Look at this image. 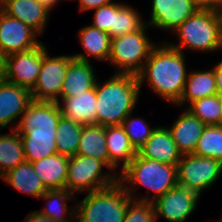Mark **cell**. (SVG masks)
Instances as JSON below:
<instances>
[{
	"mask_svg": "<svg viewBox=\"0 0 222 222\" xmlns=\"http://www.w3.org/2000/svg\"><path fill=\"white\" fill-rule=\"evenodd\" d=\"M184 54L185 52L170 47L165 41L157 43L137 75L140 87L147 82L149 89L159 98L176 105L183 95L188 75Z\"/></svg>",
	"mask_w": 222,
	"mask_h": 222,
	"instance_id": "obj_1",
	"label": "cell"
},
{
	"mask_svg": "<svg viewBox=\"0 0 222 222\" xmlns=\"http://www.w3.org/2000/svg\"><path fill=\"white\" fill-rule=\"evenodd\" d=\"M108 80L96 83V124L119 126L132 113L140 98L137 75L113 73Z\"/></svg>",
	"mask_w": 222,
	"mask_h": 222,
	"instance_id": "obj_2",
	"label": "cell"
},
{
	"mask_svg": "<svg viewBox=\"0 0 222 222\" xmlns=\"http://www.w3.org/2000/svg\"><path fill=\"white\" fill-rule=\"evenodd\" d=\"M119 173L118 181L135 201L152 203L178 185L176 165L163 164L156 160L140 157L138 154ZM137 186L146 187L149 190L146 191L147 195H136V190L139 189ZM151 191L154 196H150Z\"/></svg>",
	"mask_w": 222,
	"mask_h": 222,
	"instance_id": "obj_3",
	"label": "cell"
},
{
	"mask_svg": "<svg viewBox=\"0 0 222 222\" xmlns=\"http://www.w3.org/2000/svg\"><path fill=\"white\" fill-rule=\"evenodd\" d=\"M172 33H176L179 43L165 41L170 47L185 52L222 51L220 16L217 11L197 10Z\"/></svg>",
	"mask_w": 222,
	"mask_h": 222,
	"instance_id": "obj_4",
	"label": "cell"
},
{
	"mask_svg": "<svg viewBox=\"0 0 222 222\" xmlns=\"http://www.w3.org/2000/svg\"><path fill=\"white\" fill-rule=\"evenodd\" d=\"M133 199L119 181L89 192L76 202L75 222H123L128 204Z\"/></svg>",
	"mask_w": 222,
	"mask_h": 222,
	"instance_id": "obj_5",
	"label": "cell"
},
{
	"mask_svg": "<svg viewBox=\"0 0 222 222\" xmlns=\"http://www.w3.org/2000/svg\"><path fill=\"white\" fill-rule=\"evenodd\" d=\"M148 27L145 24L140 30L111 39L108 63L116 67L115 73L138 75L142 71L151 50L157 45L147 35Z\"/></svg>",
	"mask_w": 222,
	"mask_h": 222,
	"instance_id": "obj_6",
	"label": "cell"
},
{
	"mask_svg": "<svg viewBox=\"0 0 222 222\" xmlns=\"http://www.w3.org/2000/svg\"><path fill=\"white\" fill-rule=\"evenodd\" d=\"M106 167L109 171L103 172ZM118 174L103 161L77 154L70 157L66 188L73 193L93 192L113 185Z\"/></svg>",
	"mask_w": 222,
	"mask_h": 222,
	"instance_id": "obj_7",
	"label": "cell"
},
{
	"mask_svg": "<svg viewBox=\"0 0 222 222\" xmlns=\"http://www.w3.org/2000/svg\"><path fill=\"white\" fill-rule=\"evenodd\" d=\"M222 173V162L209 157L184 154L177 165L178 185L194 191L201 197L213 186Z\"/></svg>",
	"mask_w": 222,
	"mask_h": 222,
	"instance_id": "obj_8",
	"label": "cell"
},
{
	"mask_svg": "<svg viewBox=\"0 0 222 222\" xmlns=\"http://www.w3.org/2000/svg\"><path fill=\"white\" fill-rule=\"evenodd\" d=\"M73 55L51 57L48 50L43 52L41 71L31 96L34 101L58 102L65 73Z\"/></svg>",
	"mask_w": 222,
	"mask_h": 222,
	"instance_id": "obj_9",
	"label": "cell"
},
{
	"mask_svg": "<svg viewBox=\"0 0 222 222\" xmlns=\"http://www.w3.org/2000/svg\"><path fill=\"white\" fill-rule=\"evenodd\" d=\"M62 116L57 102L33 100L19 119L16 130L21 136H56Z\"/></svg>",
	"mask_w": 222,
	"mask_h": 222,
	"instance_id": "obj_10",
	"label": "cell"
},
{
	"mask_svg": "<svg viewBox=\"0 0 222 222\" xmlns=\"http://www.w3.org/2000/svg\"><path fill=\"white\" fill-rule=\"evenodd\" d=\"M47 47L41 42L33 49L5 57V80L32 90L41 71L43 52Z\"/></svg>",
	"mask_w": 222,
	"mask_h": 222,
	"instance_id": "obj_11",
	"label": "cell"
},
{
	"mask_svg": "<svg viewBox=\"0 0 222 222\" xmlns=\"http://www.w3.org/2000/svg\"><path fill=\"white\" fill-rule=\"evenodd\" d=\"M200 196L180 185L153 201L156 221L163 217L168 222H186L197 209Z\"/></svg>",
	"mask_w": 222,
	"mask_h": 222,
	"instance_id": "obj_12",
	"label": "cell"
},
{
	"mask_svg": "<svg viewBox=\"0 0 222 222\" xmlns=\"http://www.w3.org/2000/svg\"><path fill=\"white\" fill-rule=\"evenodd\" d=\"M38 34L18 19L0 10V51L8 56L38 46Z\"/></svg>",
	"mask_w": 222,
	"mask_h": 222,
	"instance_id": "obj_13",
	"label": "cell"
},
{
	"mask_svg": "<svg viewBox=\"0 0 222 222\" xmlns=\"http://www.w3.org/2000/svg\"><path fill=\"white\" fill-rule=\"evenodd\" d=\"M151 5L146 24L170 33L197 11L192 0H152Z\"/></svg>",
	"mask_w": 222,
	"mask_h": 222,
	"instance_id": "obj_14",
	"label": "cell"
},
{
	"mask_svg": "<svg viewBox=\"0 0 222 222\" xmlns=\"http://www.w3.org/2000/svg\"><path fill=\"white\" fill-rule=\"evenodd\" d=\"M32 101L30 90L6 80L0 82V130L13 123L10 130H16L19 124L16 120L22 117Z\"/></svg>",
	"mask_w": 222,
	"mask_h": 222,
	"instance_id": "obj_15",
	"label": "cell"
},
{
	"mask_svg": "<svg viewBox=\"0 0 222 222\" xmlns=\"http://www.w3.org/2000/svg\"><path fill=\"white\" fill-rule=\"evenodd\" d=\"M137 154L143 158L176 166L182 158V153L178 150L167 126H157Z\"/></svg>",
	"mask_w": 222,
	"mask_h": 222,
	"instance_id": "obj_16",
	"label": "cell"
},
{
	"mask_svg": "<svg viewBox=\"0 0 222 222\" xmlns=\"http://www.w3.org/2000/svg\"><path fill=\"white\" fill-rule=\"evenodd\" d=\"M91 62L73 59L66 70L60 99L82 95L95 88L98 81Z\"/></svg>",
	"mask_w": 222,
	"mask_h": 222,
	"instance_id": "obj_17",
	"label": "cell"
},
{
	"mask_svg": "<svg viewBox=\"0 0 222 222\" xmlns=\"http://www.w3.org/2000/svg\"><path fill=\"white\" fill-rule=\"evenodd\" d=\"M205 124L185 109L170 127H167L172 135L178 150L184 154H192L201 137Z\"/></svg>",
	"mask_w": 222,
	"mask_h": 222,
	"instance_id": "obj_18",
	"label": "cell"
},
{
	"mask_svg": "<svg viewBox=\"0 0 222 222\" xmlns=\"http://www.w3.org/2000/svg\"><path fill=\"white\" fill-rule=\"evenodd\" d=\"M1 10L29 26L39 36L44 33L51 13L37 0H11Z\"/></svg>",
	"mask_w": 222,
	"mask_h": 222,
	"instance_id": "obj_19",
	"label": "cell"
},
{
	"mask_svg": "<svg viewBox=\"0 0 222 222\" xmlns=\"http://www.w3.org/2000/svg\"><path fill=\"white\" fill-rule=\"evenodd\" d=\"M105 139L109 155V167L119 176L120 173H117V169L121 172L137 155V151L132 146L124 128L121 125L106 126ZM119 165L121 166L120 169L118 168Z\"/></svg>",
	"mask_w": 222,
	"mask_h": 222,
	"instance_id": "obj_20",
	"label": "cell"
},
{
	"mask_svg": "<svg viewBox=\"0 0 222 222\" xmlns=\"http://www.w3.org/2000/svg\"><path fill=\"white\" fill-rule=\"evenodd\" d=\"M78 40L85 52L72 54L74 59L91 62L89 58L92 57L98 61L108 62L111 47V38L108 33L89 24L79 29Z\"/></svg>",
	"mask_w": 222,
	"mask_h": 222,
	"instance_id": "obj_21",
	"label": "cell"
},
{
	"mask_svg": "<svg viewBox=\"0 0 222 222\" xmlns=\"http://www.w3.org/2000/svg\"><path fill=\"white\" fill-rule=\"evenodd\" d=\"M57 103L62 115L69 120L83 126L96 124L95 88L86 91L82 95L60 99Z\"/></svg>",
	"mask_w": 222,
	"mask_h": 222,
	"instance_id": "obj_22",
	"label": "cell"
},
{
	"mask_svg": "<svg viewBox=\"0 0 222 222\" xmlns=\"http://www.w3.org/2000/svg\"><path fill=\"white\" fill-rule=\"evenodd\" d=\"M69 160V157L55 153L31 164L47 189H62L66 188Z\"/></svg>",
	"mask_w": 222,
	"mask_h": 222,
	"instance_id": "obj_23",
	"label": "cell"
},
{
	"mask_svg": "<svg viewBox=\"0 0 222 222\" xmlns=\"http://www.w3.org/2000/svg\"><path fill=\"white\" fill-rule=\"evenodd\" d=\"M216 94L217 87L213 68L203 71L194 70L188 73L183 95L175 106H189L196 100Z\"/></svg>",
	"mask_w": 222,
	"mask_h": 222,
	"instance_id": "obj_24",
	"label": "cell"
},
{
	"mask_svg": "<svg viewBox=\"0 0 222 222\" xmlns=\"http://www.w3.org/2000/svg\"><path fill=\"white\" fill-rule=\"evenodd\" d=\"M2 179L7 185L18 192L31 195L39 199L48 189L36 175L29 161L22 162L14 169L3 175Z\"/></svg>",
	"mask_w": 222,
	"mask_h": 222,
	"instance_id": "obj_25",
	"label": "cell"
},
{
	"mask_svg": "<svg viewBox=\"0 0 222 222\" xmlns=\"http://www.w3.org/2000/svg\"><path fill=\"white\" fill-rule=\"evenodd\" d=\"M77 195L71 193L67 188L48 189L39 199L46 201L45 208L38 210L47 217H52L59 222H75L76 208H69L67 200L75 201Z\"/></svg>",
	"mask_w": 222,
	"mask_h": 222,
	"instance_id": "obj_26",
	"label": "cell"
},
{
	"mask_svg": "<svg viewBox=\"0 0 222 222\" xmlns=\"http://www.w3.org/2000/svg\"><path fill=\"white\" fill-rule=\"evenodd\" d=\"M77 154L103 160L109 166L105 126L98 124L82 126Z\"/></svg>",
	"mask_w": 222,
	"mask_h": 222,
	"instance_id": "obj_27",
	"label": "cell"
},
{
	"mask_svg": "<svg viewBox=\"0 0 222 222\" xmlns=\"http://www.w3.org/2000/svg\"><path fill=\"white\" fill-rule=\"evenodd\" d=\"M26 161L21 135L17 130L0 134V178Z\"/></svg>",
	"mask_w": 222,
	"mask_h": 222,
	"instance_id": "obj_28",
	"label": "cell"
},
{
	"mask_svg": "<svg viewBox=\"0 0 222 222\" xmlns=\"http://www.w3.org/2000/svg\"><path fill=\"white\" fill-rule=\"evenodd\" d=\"M146 22L141 14L134 7L123 4V2H114V21L113 27L110 28L108 34L110 38H115L126 33L140 30Z\"/></svg>",
	"mask_w": 222,
	"mask_h": 222,
	"instance_id": "obj_29",
	"label": "cell"
},
{
	"mask_svg": "<svg viewBox=\"0 0 222 222\" xmlns=\"http://www.w3.org/2000/svg\"><path fill=\"white\" fill-rule=\"evenodd\" d=\"M82 126L83 125L75 123L64 116L61 117L57 126V153L69 158L77 155Z\"/></svg>",
	"mask_w": 222,
	"mask_h": 222,
	"instance_id": "obj_30",
	"label": "cell"
},
{
	"mask_svg": "<svg viewBox=\"0 0 222 222\" xmlns=\"http://www.w3.org/2000/svg\"><path fill=\"white\" fill-rule=\"evenodd\" d=\"M205 125H222V96L199 99L186 108Z\"/></svg>",
	"mask_w": 222,
	"mask_h": 222,
	"instance_id": "obj_31",
	"label": "cell"
},
{
	"mask_svg": "<svg viewBox=\"0 0 222 222\" xmlns=\"http://www.w3.org/2000/svg\"><path fill=\"white\" fill-rule=\"evenodd\" d=\"M192 154L222 162V125H206Z\"/></svg>",
	"mask_w": 222,
	"mask_h": 222,
	"instance_id": "obj_32",
	"label": "cell"
},
{
	"mask_svg": "<svg viewBox=\"0 0 222 222\" xmlns=\"http://www.w3.org/2000/svg\"><path fill=\"white\" fill-rule=\"evenodd\" d=\"M26 161L35 162L57 153L56 136H21Z\"/></svg>",
	"mask_w": 222,
	"mask_h": 222,
	"instance_id": "obj_33",
	"label": "cell"
},
{
	"mask_svg": "<svg viewBox=\"0 0 222 222\" xmlns=\"http://www.w3.org/2000/svg\"><path fill=\"white\" fill-rule=\"evenodd\" d=\"M121 126L124 128L132 146L137 152L156 129V127L149 126L142 117H133V112L123 119Z\"/></svg>",
	"mask_w": 222,
	"mask_h": 222,
	"instance_id": "obj_34",
	"label": "cell"
},
{
	"mask_svg": "<svg viewBox=\"0 0 222 222\" xmlns=\"http://www.w3.org/2000/svg\"><path fill=\"white\" fill-rule=\"evenodd\" d=\"M123 222H157L153 203L132 200Z\"/></svg>",
	"mask_w": 222,
	"mask_h": 222,
	"instance_id": "obj_35",
	"label": "cell"
},
{
	"mask_svg": "<svg viewBox=\"0 0 222 222\" xmlns=\"http://www.w3.org/2000/svg\"><path fill=\"white\" fill-rule=\"evenodd\" d=\"M92 11H94V14L93 21L90 25L108 33L110 28L113 27L114 1Z\"/></svg>",
	"mask_w": 222,
	"mask_h": 222,
	"instance_id": "obj_36",
	"label": "cell"
},
{
	"mask_svg": "<svg viewBox=\"0 0 222 222\" xmlns=\"http://www.w3.org/2000/svg\"><path fill=\"white\" fill-rule=\"evenodd\" d=\"M195 8L202 11H219L222 8V0H192Z\"/></svg>",
	"mask_w": 222,
	"mask_h": 222,
	"instance_id": "obj_37",
	"label": "cell"
},
{
	"mask_svg": "<svg viewBox=\"0 0 222 222\" xmlns=\"http://www.w3.org/2000/svg\"><path fill=\"white\" fill-rule=\"evenodd\" d=\"M111 2L113 0H78V7L80 12H88Z\"/></svg>",
	"mask_w": 222,
	"mask_h": 222,
	"instance_id": "obj_38",
	"label": "cell"
},
{
	"mask_svg": "<svg viewBox=\"0 0 222 222\" xmlns=\"http://www.w3.org/2000/svg\"><path fill=\"white\" fill-rule=\"evenodd\" d=\"M22 222H59V221L53 219L52 217H47L46 215H43L42 213L36 210L28 214Z\"/></svg>",
	"mask_w": 222,
	"mask_h": 222,
	"instance_id": "obj_39",
	"label": "cell"
},
{
	"mask_svg": "<svg viewBox=\"0 0 222 222\" xmlns=\"http://www.w3.org/2000/svg\"><path fill=\"white\" fill-rule=\"evenodd\" d=\"M212 67L216 79L217 94L222 96V60Z\"/></svg>",
	"mask_w": 222,
	"mask_h": 222,
	"instance_id": "obj_40",
	"label": "cell"
},
{
	"mask_svg": "<svg viewBox=\"0 0 222 222\" xmlns=\"http://www.w3.org/2000/svg\"><path fill=\"white\" fill-rule=\"evenodd\" d=\"M5 57L0 51V82L5 80Z\"/></svg>",
	"mask_w": 222,
	"mask_h": 222,
	"instance_id": "obj_41",
	"label": "cell"
},
{
	"mask_svg": "<svg viewBox=\"0 0 222 222\" xmlns=\"http://www.w3.org/2000/svg\"><path fill=\"white\" fill-rule=\"evenodd\" d=\"M43 6H45L49 11L52 12V9L60 2V0H37Z\"/></svg>",
	"mask_w": 222,
	"mask_h": 222,
	"instance_id": "obj_42",
	"label": "cell"
},
{
	"mask_svg": "<svg viewBox=\"0 0 222 222\" xmlns=\"http://www.w3.org/2000/svg\"><path fill=\"white\" fill-rule=\"evenodd\" d=\"M11 0H0V10L7 5Z\"/></svg>",
	"mask_w": 222,
	"mask_h": 222,
	"instance_id": "obj_43",
	"label": "cell"
},
{
	"mask_svg": "<svg viewBox=\"0 0 222 222\" xmlns=\"http://www.w3.org/2000/svg\"><path fill=\"white\" fill-rule=\"evenodd\" d=\"M220 16V22H221V32H222V8L218 11Z\"/></svg>",
	"mask_w": 222,
	"mask_h": 222,
	"instance_id": "obj_44",
	"label": "cell"
}]
</instances>
